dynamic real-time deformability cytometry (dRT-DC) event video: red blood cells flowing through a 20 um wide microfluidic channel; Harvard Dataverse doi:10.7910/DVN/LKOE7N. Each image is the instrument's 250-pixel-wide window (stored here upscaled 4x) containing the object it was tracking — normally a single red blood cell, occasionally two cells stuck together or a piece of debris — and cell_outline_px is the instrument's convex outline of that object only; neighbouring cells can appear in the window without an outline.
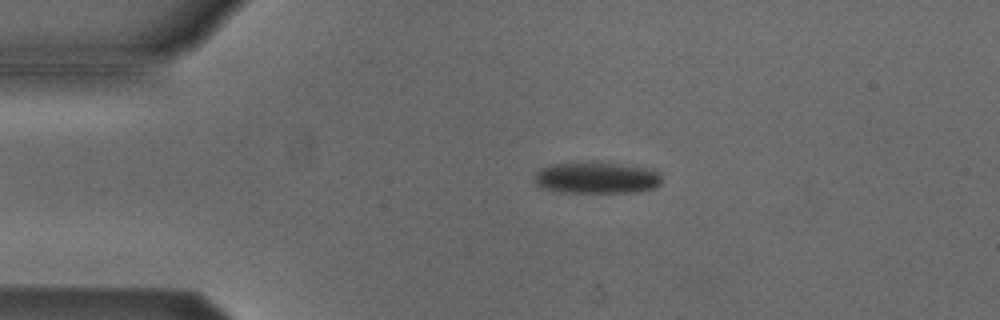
{"species": "Egyptian fruit bat (a non-hibernating species)", "species_latin": "Rousettus aegyptiacus", "temperature_condition": "cold", "stored_images_in_passage": 42, "camera_frame_rate_fps": 3000, "um_per_image_px": 0.085, "animal": {"sex": "male"}, "frame": {"image": 1, "passage_image": 7, "time_ms": 2.0, "image_size_px": [1000, 320], "cell_outline_px": [[660, 184], [656, 188], [632, 192], [568, 192], [548, 188], [536, 184], [536, 172], [540, 168], [552, 164], [592, 160], [644, 168], [660, 172]], "centroid_in_image_um": [50.73, 15.08], "position_along_channel_um": 34.3, "area_um2": 23.29}}
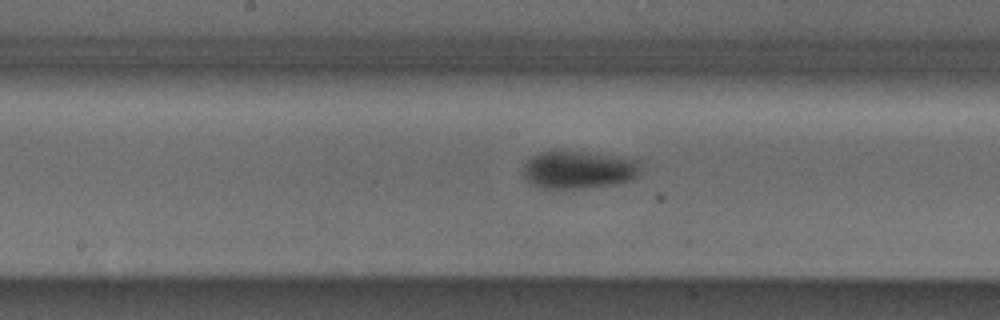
{"frame": {"image": 2, "passage_image": 23, "time_ms": 7.333, "image_size_px": [1000, 320], "cell_outline_px": [[636, 176], [628, 180], [612, 184], [572, 188], [540, 188], [532, 184], [524, 176], [524, 164], [532, 156], [540, 152], [560, 148], [636, 160]], "centroid_in_image_um": [49.03, 14.39], "position_along_channel_um": 199.2, "area_um2": 25.32}}
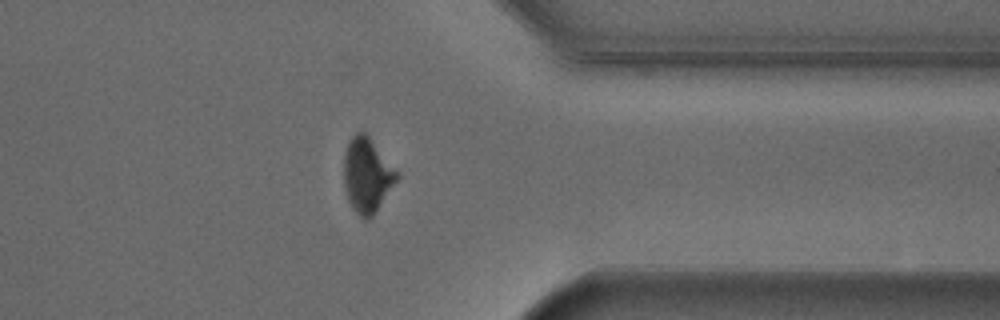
{"frame": {"image": 3, "passage_image": 38, "time_ms": 12.333, "image_size_px": [1000, 320], "cell_outline_px": [[400, 176], [372, 216], [364, 220], [352, 208], [348, 200], [344, 184], [344, 156], [348, 144], [352, 136], [356, 132], [364, 132], [372, 140], [400, 172]], "centroid_in_image_um": [31.21, 14.88], "position_along_channel_um": 380.2, "area_um2": 22.95}, "authors_computed_cell_mechanics": {"area_um2": 25.0852, "velocity_mm_per_s": 3.8232, "shape_relaxation_time_tau1_ms": 3.9685, "shape_relaxation_time_tau2_ms": 11.0905, "deformation_change_tau1": 0.1296, "deformation_change_tau2": 0.0945}}